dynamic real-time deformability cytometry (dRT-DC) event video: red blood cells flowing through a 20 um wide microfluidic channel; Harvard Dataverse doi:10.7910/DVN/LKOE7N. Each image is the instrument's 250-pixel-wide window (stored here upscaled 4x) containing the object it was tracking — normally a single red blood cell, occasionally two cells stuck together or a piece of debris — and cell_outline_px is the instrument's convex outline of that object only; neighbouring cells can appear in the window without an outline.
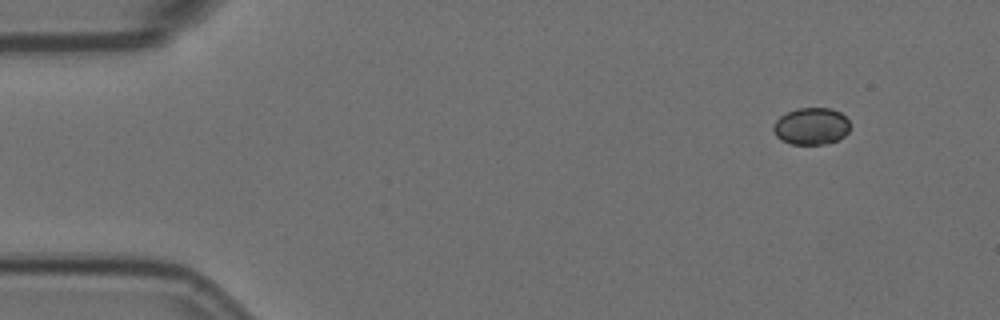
{"species": "Egyptian fruit bat (a non-hibernating species)", "species_latin": "Rousettus aegyptiacus", "temperature_condition": "room temperature", "stored_images_in_passage": 4, "camera_frame_rate_fps": 3000, "um_per_image_px": 0.085, "animal": {"sex": "female"}, "frame": {"image": 1, "passage_image": 1, "time_ms": 0.0, "image_size_px": [1000, 320], "cell_outline_px": [[848, 132], [844, 136], [836, 140], [824, 144], [792, 144], [776, 136], [772, 128], [776, 120], [780, 116], [796, 108], [832, 108], [840, 112], [848, 120]], "centroid_in_image_um": [68.95, 10.71], "position_along_channel_um": 16.1, "area_um2": 16.36}}